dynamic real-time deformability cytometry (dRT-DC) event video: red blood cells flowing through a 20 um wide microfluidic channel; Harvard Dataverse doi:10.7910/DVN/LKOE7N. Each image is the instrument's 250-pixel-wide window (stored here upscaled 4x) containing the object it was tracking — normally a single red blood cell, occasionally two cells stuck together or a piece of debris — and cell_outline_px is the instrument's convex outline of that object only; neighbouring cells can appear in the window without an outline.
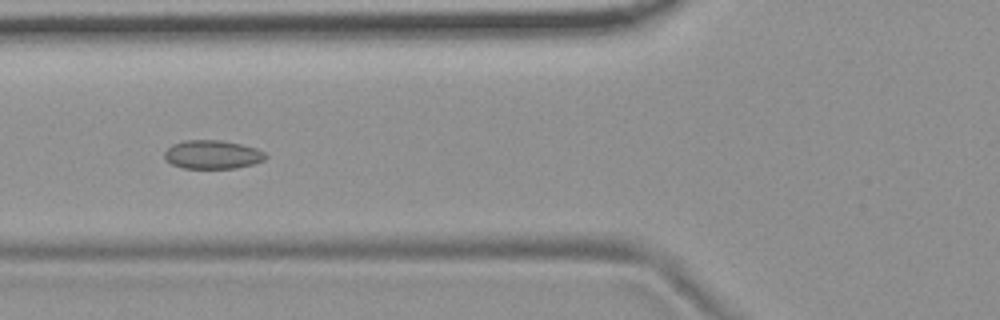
{"species": "common noctule bat (a hibernating species)", "species_latin": "Nyctalus noctula", "temperature_condition": "room temperature", "stored_images_in_passage": 5, "camera_frame_rate_fps": 3000, "um_per_image_px": 0.085, "animal": {"sex": "female", "body_mass_g": 19.9}, "frame": {"image": 1, "passage_image": 3, "time_ms": 0.667, "image_size_px": [1000, 320], "cell_outline_px": [[268, 156], [264, 160], [252, 164], [236, 168], [184, 168], [172, 164], [164, 160], [164, 152], [172, 144], [184, 140], [220, 140], [240, 144], [256, 148], [264, 152]], "centroid_in_image_um": [18.04, 13.13], "position_along_channel_um": 107.8, "area_um2": 16.88}}
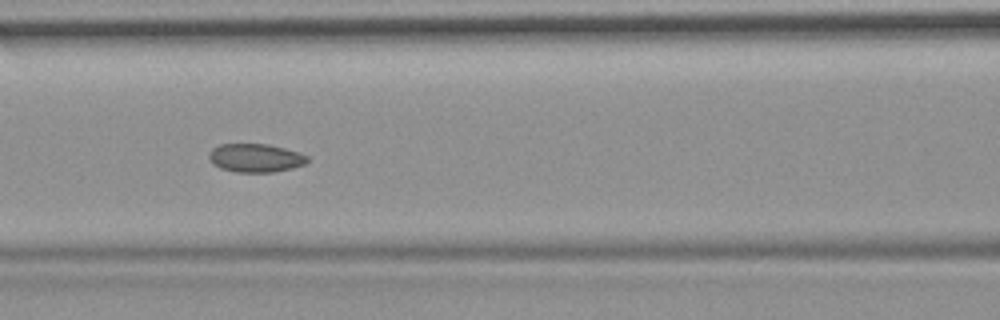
{"frame": {"image": 2, "passage_image": 4, "time_ms": 1.0, "image_size_px": [1000, 320], "cell_outline_px": [[308, 160], [304, 164], [292, 168], [272, 172], [236, 172], [220, 168], [212, 164], [208, 156], [212, 148], [220, 144], [268, 144], [300, 152], [308, 156]], "centroid_in_image_um": [21.7, 13.42], "position_along_channel_um": 144.9, "area_um2": 16.36}}